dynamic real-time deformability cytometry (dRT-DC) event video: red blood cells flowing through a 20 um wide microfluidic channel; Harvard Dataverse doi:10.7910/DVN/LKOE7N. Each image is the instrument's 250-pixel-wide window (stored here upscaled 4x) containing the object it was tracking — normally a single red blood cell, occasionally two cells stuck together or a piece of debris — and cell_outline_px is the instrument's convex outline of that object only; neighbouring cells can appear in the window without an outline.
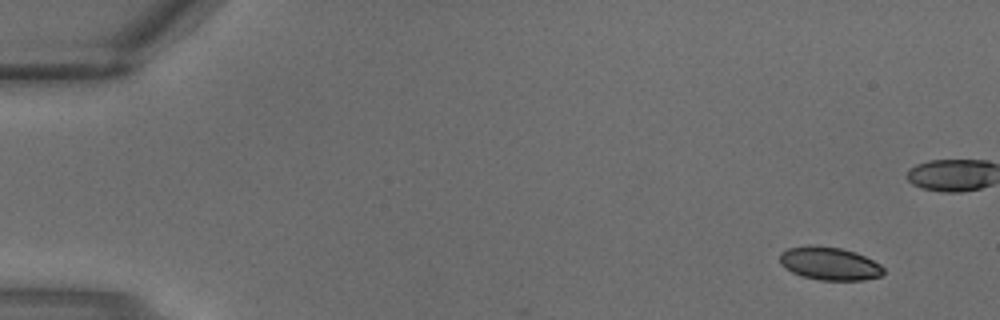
{"species": "common noctule bat (a hibernating species)", "species_latin": "Nyctalus noctula", "temperature_condition": "warm", "stored_images_in_passage": 3, "camera_frame_rate_fps": 3000, "um_per_image_px": 0.085, "animal": {"sex": "male", "body_mass_g": 18.8}, "frame": {"image": 1, "passage_image": 1, "time_ms": 0.0, "image_size_px": [1000, 320], "cell_outline_px": [[884, 272], [880, 276], [864, 280], [820, 280], [800, 276], [784, 268], [780, 264], [780, 252], [788, 248], [808, 244], [816, 244], [840, 248], [856, 252], [880, 264], [884, 268]], "centroid_in_image_um": [70.47, 22.39], "position_along_channel_um": 14.5, "area_um2": 20.29}}